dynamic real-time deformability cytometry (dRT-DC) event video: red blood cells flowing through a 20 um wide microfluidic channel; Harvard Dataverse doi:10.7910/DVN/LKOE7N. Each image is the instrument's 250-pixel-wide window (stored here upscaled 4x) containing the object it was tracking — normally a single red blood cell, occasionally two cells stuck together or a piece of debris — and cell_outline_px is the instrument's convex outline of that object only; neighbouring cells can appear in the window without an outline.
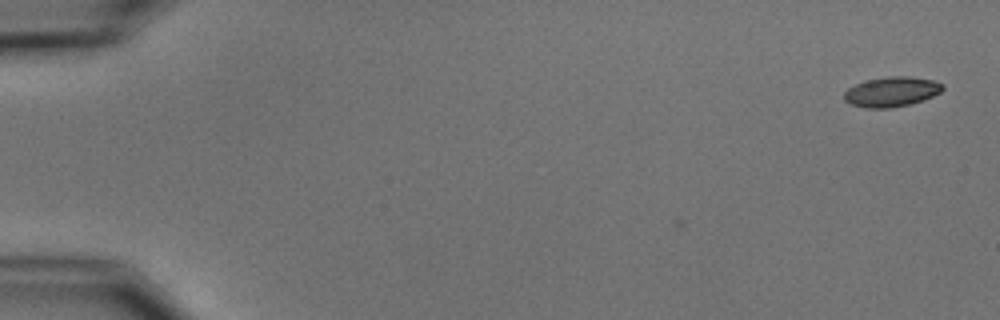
{"species": "common noctule bat (a hibernating species)", "species_latin": "Nyctalus noctula", "temperature_condition": "cold", "stored_images_in_passage": 2, "camera_frame_rate_fps": 3000, "um_per_image_px": 0.085, "animal": {"sex": "male", "body_mass_g": 15.6}, "frame": {"image": 1, "passage_image": 2, "time_ms": 1.333, "image_size_px": [1000, 320], "cell_outline_px": [[944, 88], [940, 92], [924, 100], [908, 104], [888, 108], [864, 108], [852, 104], [844, 100], [844, 92], [848, 88], [864, 80], [888, 76], [912, 76], [932, 80], [944, 84]], "centroid_in_image_um": [75.78, 7.79], "position_along_channel_um": 9.2, "area_um2": 17.22}}